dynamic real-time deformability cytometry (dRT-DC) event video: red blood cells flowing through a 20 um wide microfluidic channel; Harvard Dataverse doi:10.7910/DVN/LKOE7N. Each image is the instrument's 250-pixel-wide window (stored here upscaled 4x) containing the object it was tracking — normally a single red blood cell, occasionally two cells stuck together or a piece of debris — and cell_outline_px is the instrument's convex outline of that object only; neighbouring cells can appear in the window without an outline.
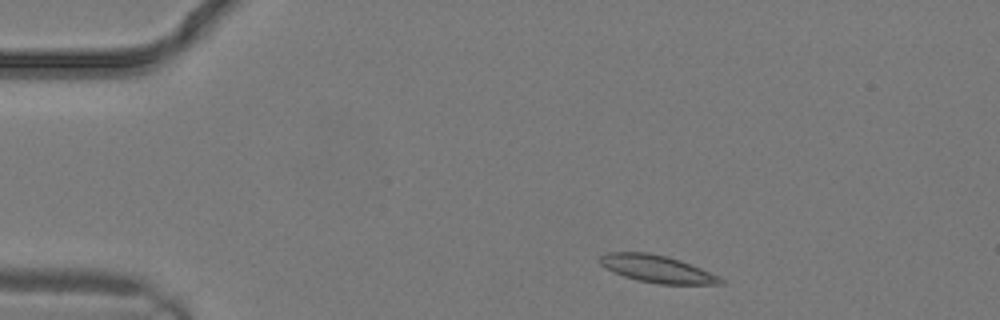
{"species": "common noctule bat (a hibernating species)", "species_latin": "Nyctalus noctula", "temperature_condition": "warm", "stored_images_in_passage": 11, "camera_frame_rate_fps": 3000, "um_per_image_px": 0.085, "animal": {"sex": "male", "body_mass_g": 19.2, "forearm_length_mm": 51.8}, "frame": {"image": 1, "passage_image": 1, "time_ms": 0.0, "image_size_px": [1000, 320], "cell_outline_px": [[724, 284], [660, 284], [640, 280], [624, 276], [600, 264], [600, 256], [608, 252], [648, 252], [668, 256], [680, 260], [700, 268], [724, 280]], "centroid_in_image_um": [55.85, 22.84], "position_along_channel_um": 29.2, "area_um2": 18.79}}
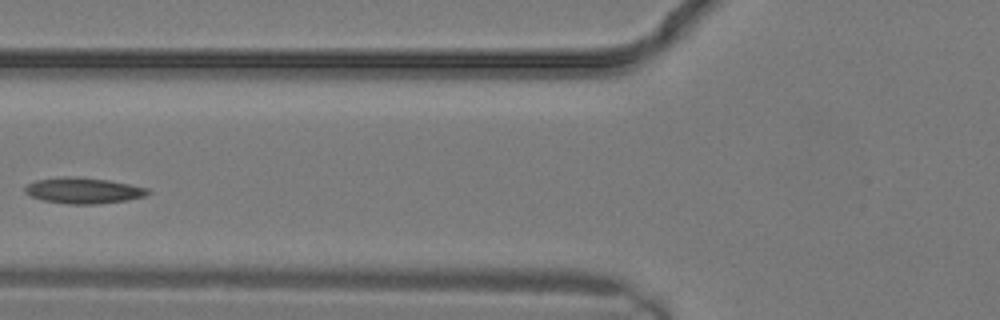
{"frame": {"image": 2, "passage_image": 7, "time_ms": 2.0, "image_size_px": [1000, 320], "cell_outline_px": [[152, 192], [144, 196], [128, 200], [96, 204], [68, 204], [44, 200], [32, 196], [24, 192], [24, 188], [28, 184], [36, 180], [64, 176], [76, 176], [108, 180], [148, 188]], "centroid_in_image_um": [7.1, 16.19], "position_along_channel_um": 118.7, "area_um2": 18.5}}
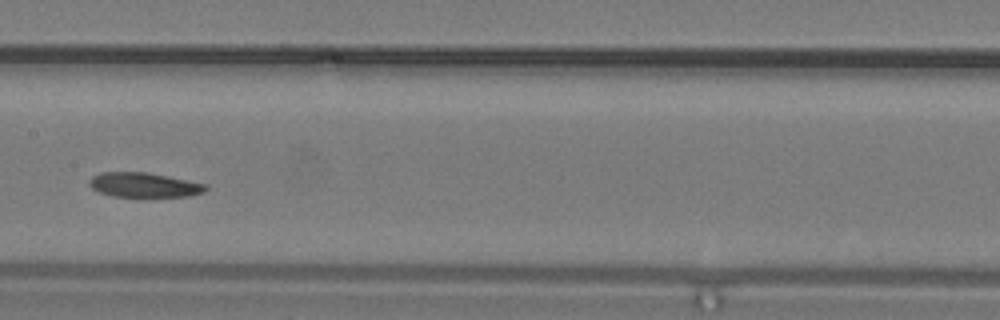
{"frame": {"image": 3, "passage_image": 10, "time_ms": 3.0, "image_size_px": [1000, 320], "cell_outline_px": [[208, 188], [204, 192], [188, 196], [112, 196], [100, 192], [92, 188], [88, 184], [88, 180], [92, 176], [104, 172], [148, 172], [208, 184]], "centroid_in_image_um": [12.25, 15.71], "position_along_channel_um": 195.1, "area_um2": 16.65}}